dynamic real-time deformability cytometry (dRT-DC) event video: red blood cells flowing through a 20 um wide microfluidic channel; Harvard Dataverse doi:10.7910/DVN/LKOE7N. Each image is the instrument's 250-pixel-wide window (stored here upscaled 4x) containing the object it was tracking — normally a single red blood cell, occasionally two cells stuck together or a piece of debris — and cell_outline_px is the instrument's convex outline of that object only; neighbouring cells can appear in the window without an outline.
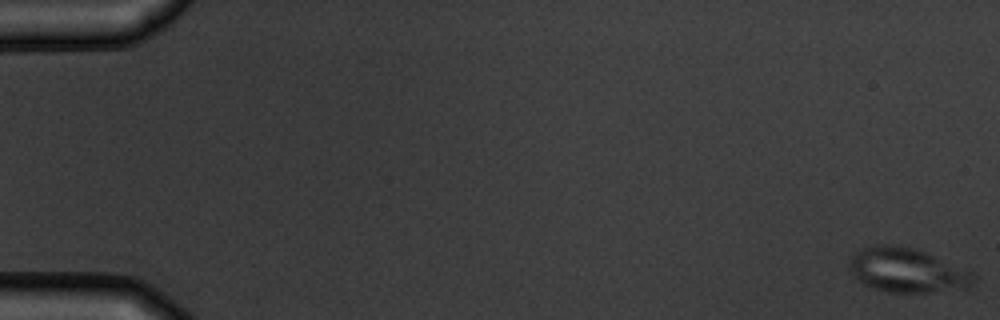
{"species": "common noctule bat (a hibernating species)", "species_latin": "Nyctalus noctula", "temperature_condition": "warm", "stored_images_in_passage": 8, "camera_frame_rate_fps": 3000, "um_per_image_px": 0.085, "animal": {"sex": "male", "body_mass_g": 19.5, "forearm_length_mm": 54.6}, "frame": {"image": 1, "passage_image": 1, "time_ms": 0.0, "image_size_px": [1000, 320], "cell_outline_px": [[976, 280], [968, 288], [928, 292], [884, 292], [872, 288], [864, 284], [848, 268], [848, 264], [852, 256], [856, 252], [864, 248], [876, 244], [888, 244], [916, 248], [972, 272], [976, 276]], "centroid_in_image_um": [77.1, 22.97], "position_along_channel_um": 7.9, "area_um2": 31.96}}